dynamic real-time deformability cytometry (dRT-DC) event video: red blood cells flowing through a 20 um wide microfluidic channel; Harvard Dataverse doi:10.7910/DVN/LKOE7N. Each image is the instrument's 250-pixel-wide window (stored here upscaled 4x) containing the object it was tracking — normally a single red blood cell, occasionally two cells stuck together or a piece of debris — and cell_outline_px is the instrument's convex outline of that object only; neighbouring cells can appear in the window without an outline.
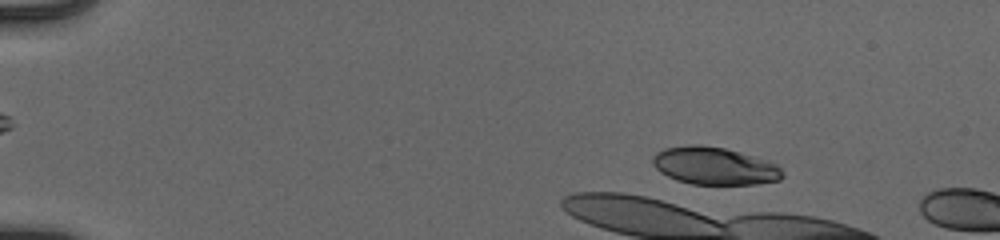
{"species": "human", "species_latin": "Homo sapiens", "temperature_condition": "cold", "stored_images_in_passage": 12, "camera_frame_rate_fps": 3000, "um_per_image_px": 0.085, "donor": {"sex": "male"}, "frame": {"image": 1, "passage_image": 9, "time_ms": 2.667, "image_size_px": [1000, 240], "cell_outline_px": [[784, 176], [780, 180], [756, 184], [692, 184], [676, 180], [660, 172], [652, 164], [652, 156], [656, 152], [664, 148], [688, 144], [700, 144], [724, 148], [740, 152], [768, 160], [780, 164], [784, 172]], "centroid_in_image_um": [60.75, 14.09], "position_along_channel_um": 24.2, "area_um2": 28.84}}